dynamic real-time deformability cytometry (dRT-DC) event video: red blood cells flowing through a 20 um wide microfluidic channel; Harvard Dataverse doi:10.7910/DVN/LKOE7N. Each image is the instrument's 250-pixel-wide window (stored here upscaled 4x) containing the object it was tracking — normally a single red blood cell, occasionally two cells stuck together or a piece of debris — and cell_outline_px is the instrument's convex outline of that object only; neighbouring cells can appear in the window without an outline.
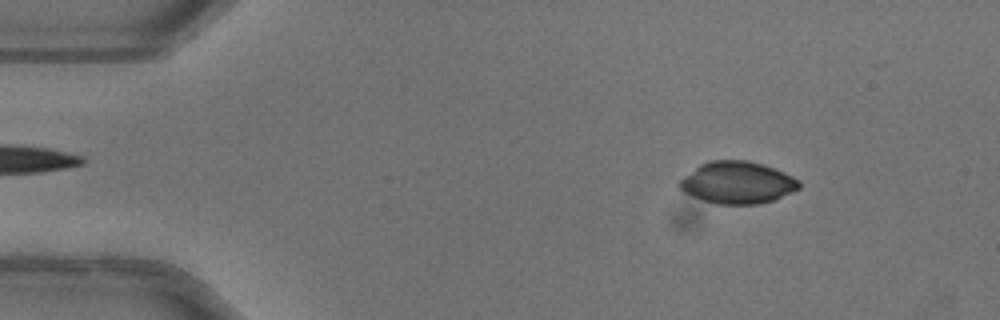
{"species": "common noctule bat (a hibernating species)", "species_latin": "Nyctalus noctula", "temperature_condition": "warm", "stored_images_in_passage": 50, "camera_frame_rate_fps": 3000, "um_per_image_px": 0.085, "animal": {"sex": "female"}, "frame": {"image": 1, "passage_image": 6, "time_ms": 1.667, "image_size_px": [1000, 320], "cell_outline_px": [[800, 188], [772, 200], [760, 204], [716, 204], [692, 196], [684, 192], [680, 188], [680, 180], [684, 176], [700, 164], [708, 160], [748, 160], [784, 172], [800, 180]], "centroid_in_image_um": [62.67, 15.52], "position_along_channel_um": 22.3, "area_um2": 29.07}}
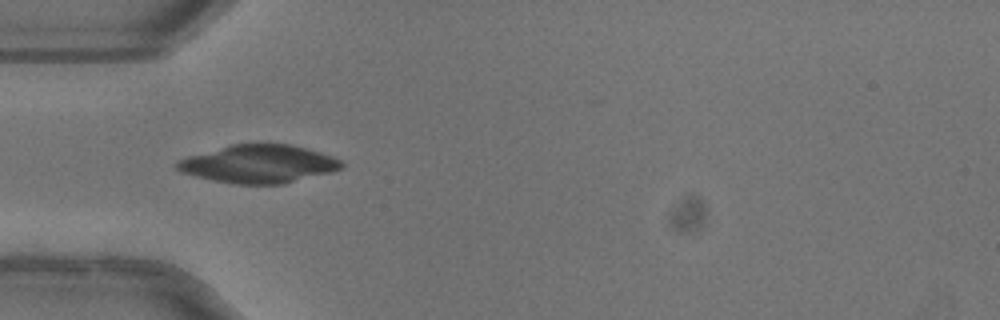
{"frame": {"image": 2, "passage_image": 15, "time_ms": 4.667, "image_size_px": [1000, 320], "cell_outline_px": [[344, 164], [340, 168], [328, 172], [284, 184], [236, 184], [212, 180], [180, 172], [176, 168], [176, 160], [188, 156], [232, 144], [292, 144], [320, 152], [332, 156], [340, 160]], "centroid_in_image_um": [21.95, 13.93], "position_along_channel_um": 63.0, "area_um2": 36.18}}